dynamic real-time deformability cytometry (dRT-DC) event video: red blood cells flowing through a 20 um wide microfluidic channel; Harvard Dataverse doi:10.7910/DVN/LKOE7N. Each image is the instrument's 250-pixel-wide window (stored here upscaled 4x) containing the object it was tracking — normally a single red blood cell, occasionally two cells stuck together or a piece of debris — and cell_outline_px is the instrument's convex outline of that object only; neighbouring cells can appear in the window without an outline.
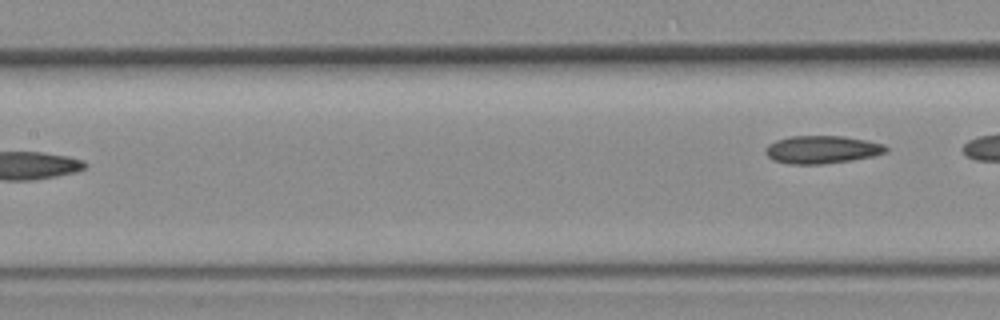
{"species": "common noctule bat (a hibernating species)", "species_latin": "Nyctalus noctula", "temperature_condition": "room temperature", "stored_images_in_passage": 6, "segment_of_instrument_passage": [2, 2], "camera_frame_rate_fps": 3000, "um_per_image_px": 0.085, "animal": {"sex": "female", "body_mass_g": 19.3, "forearm_length_mm": 54.1}, "frame": {"image": 1, "passage_image": 6, "time_ms": 6.0, "image_size_px": [1000, 320], "cell_outline_px": [[888, 148], [884, 152], [872, 156], [848, 160], [820, 164], [788, 164], [772, 160], [764, 152], [764, 148], [768, 144], [776, 140], [788, 136], [844, 136], [884, 144]], "centroid_in_image_um": [69.78, 12.71], "position_along_channel_um": 137.6, "area_um2": 19.42}}